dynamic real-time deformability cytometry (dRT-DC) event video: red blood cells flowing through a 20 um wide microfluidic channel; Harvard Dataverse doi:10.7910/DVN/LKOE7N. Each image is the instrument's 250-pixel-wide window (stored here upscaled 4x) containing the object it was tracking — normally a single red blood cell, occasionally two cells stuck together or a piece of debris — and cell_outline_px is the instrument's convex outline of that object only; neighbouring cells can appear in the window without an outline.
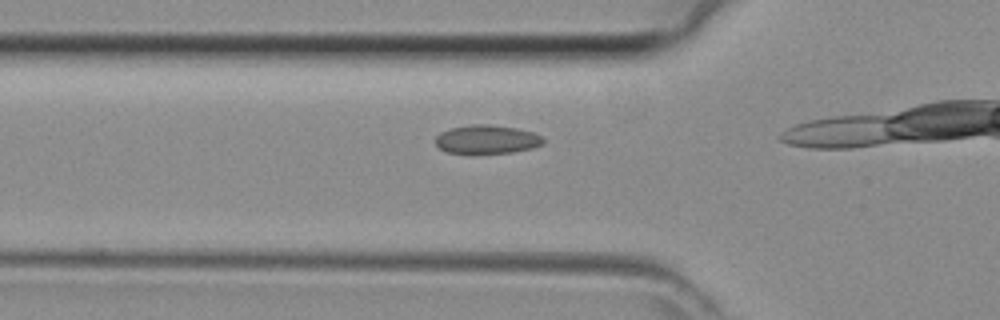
{"species": "common noctule bat (a hibernating species)", "species_latin": "Nyctalus noctula", "temperature_condition": "room temperature", "stored_images_in_passage": 10, "camera_frame_rate_fps": 3000, "um_per_image_px": 0.085, "animal": {"sex": "female", "body_mass_g": 29.2, "forearm_length_mm": 56.3}, "frame": {"image": 1, "passage_image": 7, "time_ms": 2.0, "image_size_px": [1000, 320], "cell_outline_px": [[544, 144], [532, 148], [512, 152], [472, 156], [448, 152], [440, 148], [436, 144], [436, 136], [440, 132], [448, 128], [472, 124], [488, 124], [516, 128], [532, 132], [540, 136], [544, 140]], "centroid_in_image_um": [41.34, 11.88], "position_along_channel_um": 84.5, "area_um2": 18.61}}
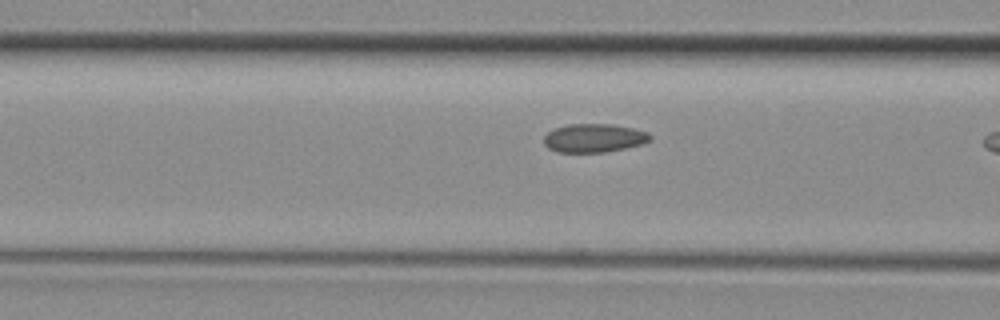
{"frame": {"image": 2, "passage_image": 9, "time_ms": 2.667, "image_size_px": [1000, 320], "cell_outline_px": [[652, 140], [640, 144], [624, 148], [604, 152], [556, 152], [548, 148], [544, 144], [544, 136], [548, 132], [556, 128], [568, 124], [612, 124], [632, 128], [648, 132], [652, 136]], "centroid_in_image_um": [50.48, 11.73], "position_along_channel_um": 116.1, "area_um2": 17.63}}